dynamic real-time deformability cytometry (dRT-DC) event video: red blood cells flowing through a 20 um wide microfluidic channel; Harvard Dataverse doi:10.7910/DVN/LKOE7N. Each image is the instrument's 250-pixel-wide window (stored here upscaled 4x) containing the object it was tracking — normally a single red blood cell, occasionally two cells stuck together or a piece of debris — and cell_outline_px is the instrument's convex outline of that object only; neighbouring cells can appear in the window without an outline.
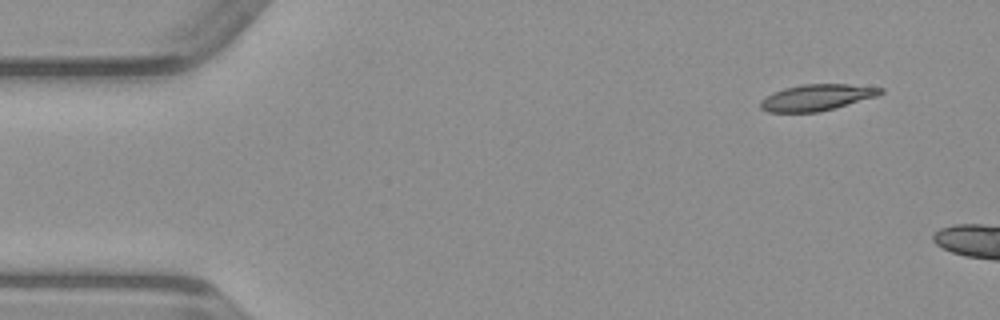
{"species": "common noctule bat (a hibernating species)", "species_latin": "Nyctalus noctula", "temperature_condition": "warm", "stored_images_in_passage": 8, "camera_frame_rate_fps": 3000, "um_per_image_px": 0.085, "animal": {"sex": "male", "body_mass_g": 23.1, "forearm_length_mm": 52.7}, "frame": {"image": 1, "passage_image": 1, "time_ms": 0.0, "image_size_px": [1000, 320], "cell_outline_px": [[884, 92], [876, 96], [820, 112], [768, 112], [760, 108], [760, 100], [764, 96], [772, 92], [784, 88], [804, 84], [848, 84], [884, 88]], "centroid_in_image_um": [69.38, 8.28], "position_along_channel_um": 15.6, "area_um2": 18.38}}